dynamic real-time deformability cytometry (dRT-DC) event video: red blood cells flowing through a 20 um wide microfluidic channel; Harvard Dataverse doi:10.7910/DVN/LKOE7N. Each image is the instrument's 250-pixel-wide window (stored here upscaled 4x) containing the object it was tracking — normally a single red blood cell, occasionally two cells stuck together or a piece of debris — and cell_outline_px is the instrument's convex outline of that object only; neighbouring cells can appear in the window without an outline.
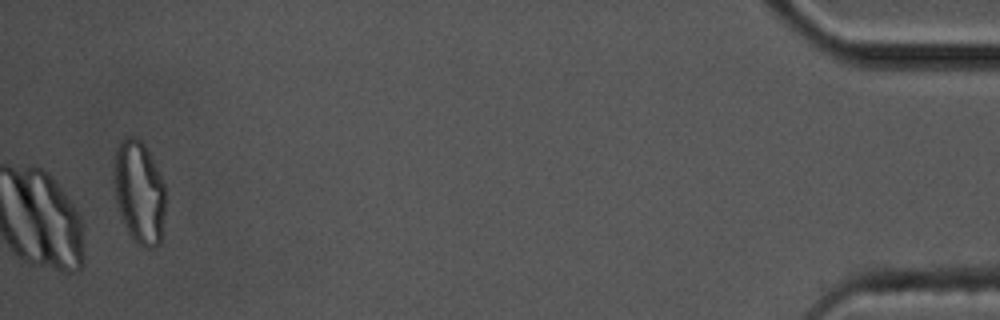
{"species": "common noctule bat (a hibernating species)", "species_latin": "Nyctalus noctula", "temperature_condition": "cold", "stored_images_in_passage": 40, "camera_frame_rate_fps": 3000, "um_per_image_px": 0.085, "animal": {"sex": "male", "body_mass_g": 17.5, "forearm_length_mm": 52.3}, "frame": {"image": 1, "passage_image": 40, "time_ms": 13.0, "image_size_px": [1000, 320], "cell_outline_px": [[164, 212], [160, 244], [156, 248], [144, 248], [136, 244], [128, 232], [124, 224], [116, 200], [116, 148], [120, 140], [124, 136], [132, 136], [140, 140], [144, 144], [164, 184]], "centroid_in_image_um": [11.85, 16.38], "position_along_channel_um": 423.4, "area_um2": 30.23}}